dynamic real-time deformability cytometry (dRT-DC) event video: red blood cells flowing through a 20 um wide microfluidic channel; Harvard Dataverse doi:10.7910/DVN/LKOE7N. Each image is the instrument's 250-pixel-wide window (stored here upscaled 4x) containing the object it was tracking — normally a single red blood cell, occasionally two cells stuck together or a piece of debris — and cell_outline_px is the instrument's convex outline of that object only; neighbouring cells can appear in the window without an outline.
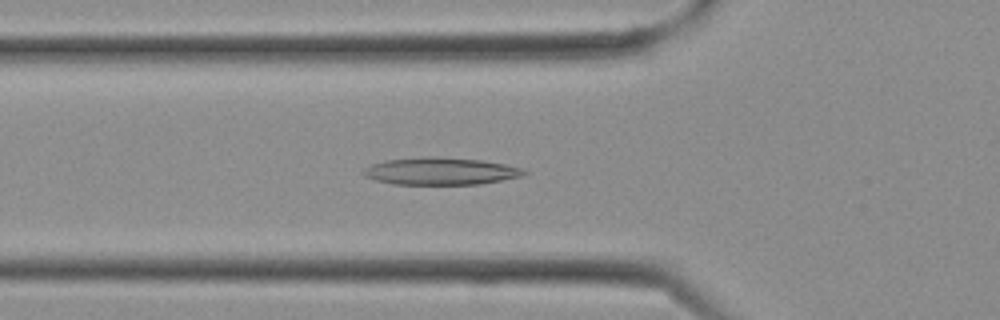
{"species": "Egyptian fruit bat (a non-hibernating species)", "species_latin": "Rousettus aegyptiacus", "temperature_condition": "cold", "stored_images_in_passage": 14, "camera_frame_rate_fps": 3000, "um_per_image_px": 0.085, "frame": {"image": 1, "passage_image": 10, "time_ms": 3.0, "image_size_px": [1000, 320], "cell_outline_px": [[528, 172], [524, 176], [480, 184], [392, 184], [376, 180], [364, 176], [360, 172], [364, 168], [372, 164], [384, 160], [428, 156], [436, 156], [484, 160], [524, 168]], "centroid_in_image_um": [37.46, 14.54], "position_along_channel_um": 88.3, "area_um2": 25.84}}
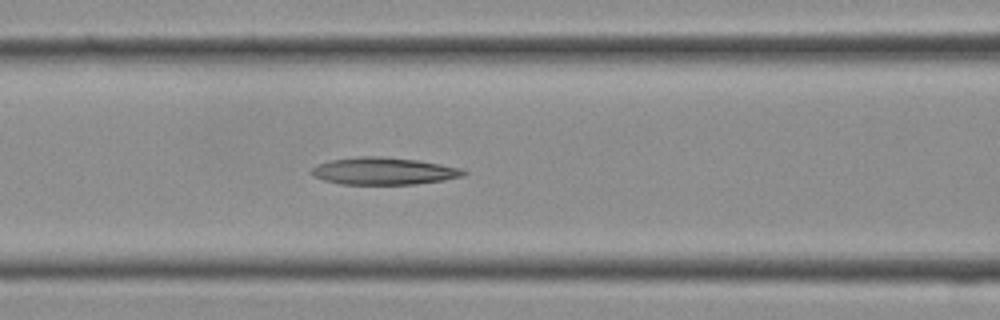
{"frame": {"image": 2, "passage_image": 12, "time_ms": 3.667, "image_size_px": [1000, 320], "cell_outline_px": [[468, 172], [464, 176], [444, 180], [416, 184], [340, 184], [324, 180], [312, 176], [308, 172], [316, 164], [332, 160], [360, 156], [380, 156], [416, 160], [440, 164], [460, 168]], "centroid_in_image_um": [32.58, 14.54], "position_along_channel_um": 134.0, "area_um2": 24.16}}
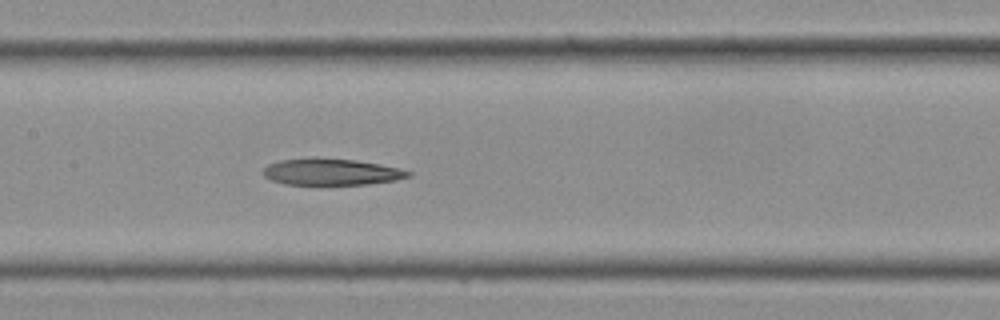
{"frame": {"image": 3, "passage_image": 14, "time_ms": 4.333, "image_size_px": [1000, 320], "cell_outline_px": [[412, 176], [396, 180], [368, 184], [284, 184], [272, 180], [264, 176], [264, 168], [268, 164], [280, 160], [356, 160], [380, 164], [400, 168], [412, 172]], "centroid_in_image_um": [28.24, 14.64], "position_along_channel_um": 179.2, "area_um2": 21.62}}